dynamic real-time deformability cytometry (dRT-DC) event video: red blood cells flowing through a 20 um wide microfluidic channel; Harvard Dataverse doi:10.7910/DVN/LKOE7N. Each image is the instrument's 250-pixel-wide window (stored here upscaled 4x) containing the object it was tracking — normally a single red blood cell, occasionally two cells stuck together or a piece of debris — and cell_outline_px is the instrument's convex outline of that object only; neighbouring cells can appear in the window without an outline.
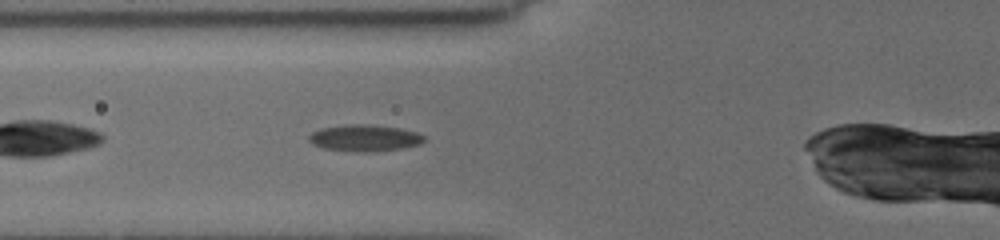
{"species": "common noctule bat (a hibernating species)", "species_latin": "Nyctalus noctula", "temperature_condition": "cold", "stored_images_in_passage": 66, "camera_frame_rate_fps": 3000, "um_per_image_px": 0.085, "animal": {"sex": "female", "body_mass_g": 19.5, "forearm_length_mm": 54.1}, "frame": {"image": 1, "passage_image": 11, "time_ms": 1.667, "image_size_px": [1000, 240], "cell_outline_px": [[424, 140], [420, 144], [400, 148], [372, 152], [360, 152], [324, 148], [312, 144], [308, 140], [308, 136], [312, 132], [320, 128], [344, 124], [368, 124], [400, 128], [416, 132], [424, 136]], "centroid_in_image_um": [30.95, 11.72], "position_along_channel_um": 94.8, "area_um2": 17.86}}
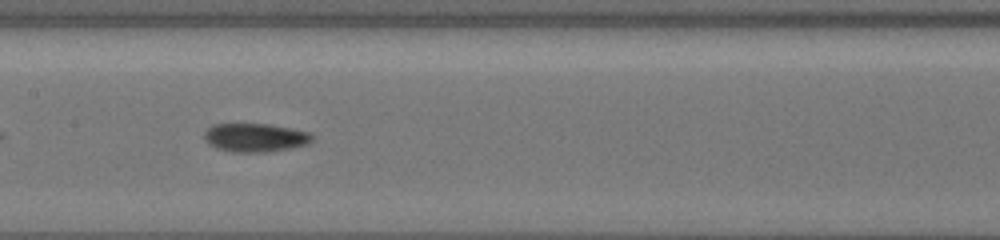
{"frame": {"image": 2, "passage_image": 17, "time_ms": 4.0, "image_size_px": [1000, 240], "cell_outline_px": [[312, 140], [308, 144], [292, 148], [264, 152], [232, 152], [216, 148], [208, 144], [204, 136], [204, 132], [212, 124], [268, 124], [308, 132], [312, 136]], "centroid_in_image_um": [21.66, 11.7], "position_along_channel_um": 185.7, "area_um2": 17.86}}
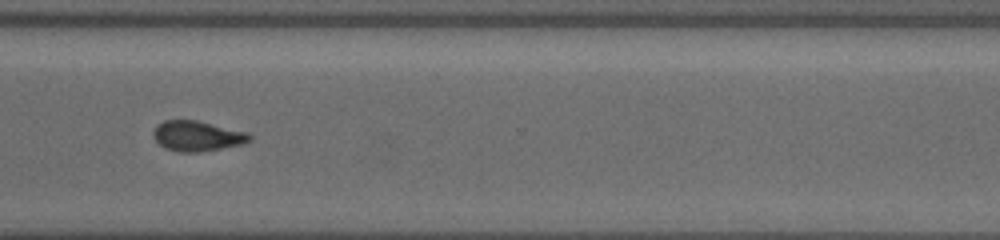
{"frame": {"image": 3, "passage_image": 40, "time_ms": 8.333, "image_size_px": [1000, 240], "cell_outline_px": [[252, 140], [244, 144], [200, 152], [180, 152], [164, 148], [152, 136], [152, 132], [156, 124], [164, 120], [196, 120], [248, 132], [252, 136]], "centroid_in_image_um": [16.76, 11.56], "position_along_channel_um": 353.8, "area_um2": 17.17}, "authors_computed_cell_mechanics": {"area_um2": 17.1666, "velocity_mm_per_s": 3.8873, "shape_relaxation_time_tau1_ms": 4.0319, "shape_relaxation_time_tau2_ms": 4.5173, "deformation_change_tau1": 0.101, "deformation_change_tau2": 0.0935}}